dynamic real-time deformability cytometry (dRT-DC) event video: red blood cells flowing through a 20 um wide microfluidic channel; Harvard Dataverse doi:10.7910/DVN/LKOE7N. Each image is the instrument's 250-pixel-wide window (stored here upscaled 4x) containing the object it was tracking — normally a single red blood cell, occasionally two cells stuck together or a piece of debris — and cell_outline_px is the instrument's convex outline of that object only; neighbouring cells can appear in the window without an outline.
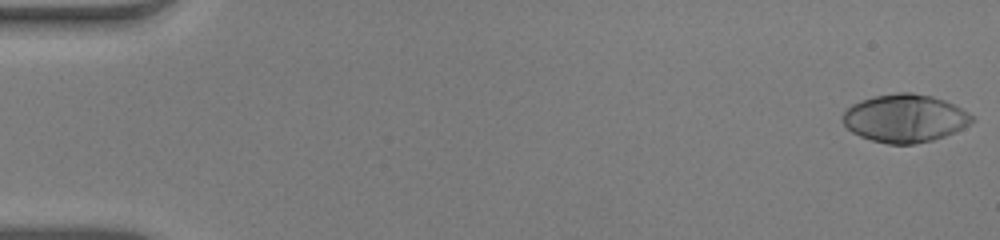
{"species": "human", "species_latin": "Homo sapiens", "temperature_condition": "warm", "stored_images_in_passage": 53, "camera_frame_rate_fps": 3000, "um_per_image_px": 0.085, "donor": {"sex": "male"}, "frame": {"image": 1, "passage_image": 1, "time_ms": 0.0, "image_size_px": [1000, 240], "cell_outline_px": [[976, 120], [944, 136], [932, 140], [912, 144], [888, 144], [872, 140], [860, 136], [852, 132], [844, 124], [844, 112], [852, 104], [860, 100], [872, 96], [896, 92], [912, 92], [932, 96], [944, 100], [976, 116]], "centroid_in_image_um": [76.91, 10.04], "position_along_channel_um": 8.1, "area_um2": 35.95}}
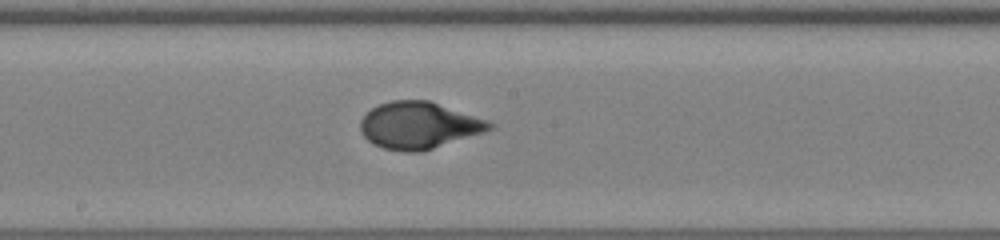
{"frame": {"image": 2, "passage_image": 29, "time_ms": 9.333, "image_size_px": [1000, 240], "cell_outline_px": [[492, 128], [484, 132], [420, 152], [404, 152], [384, 148], [372, 144], [360, 132], [360, 120], [372, 108], [380, 104], [392, 100], [428, 100], [488, 120], [492, 124]], "centroid_in_image_um": [35.57, 10.66], "position_along_channel_um": 212.6, "area_um2": 34.97}}
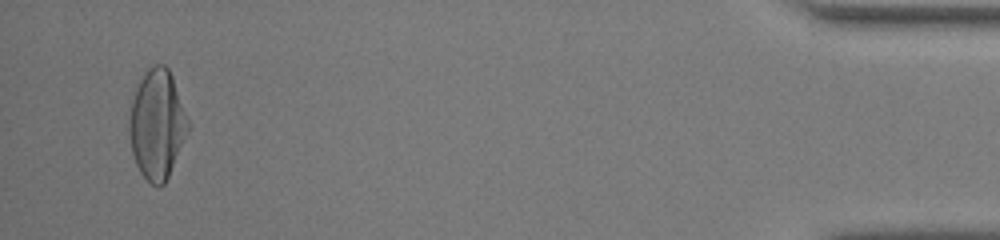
{"frame": {"image": 3, "passage_image": 51, "time_ms": 16.667, "image_size_px": [1000, 240], "cell_outline_px": [[188, 132], [168, 176], [164, 184], [152, 184], [140, 172], [136, 164], [132, 152], [128, 128], [128, 120], [132, 100], [136, 88], [144, 72], [152, 64], [164, 64], [168, 68], [172, 76], [188, 120]], "centroid_in_image_um": [13.32, 10.54], "position_along_channel_um": 421.9, "area_um2": 36.99}, "authors_computed_cell_mechanics": {"area_um2": 34.969, "velocity_mm_per_s": 3.9296, "shape_relaxation_time_tau1_ms": 4.599, "shape_relaxation_time_tau2_ms": null, "deformation_change_tau1": 0.2679, "deformation_change_tau2": null}}